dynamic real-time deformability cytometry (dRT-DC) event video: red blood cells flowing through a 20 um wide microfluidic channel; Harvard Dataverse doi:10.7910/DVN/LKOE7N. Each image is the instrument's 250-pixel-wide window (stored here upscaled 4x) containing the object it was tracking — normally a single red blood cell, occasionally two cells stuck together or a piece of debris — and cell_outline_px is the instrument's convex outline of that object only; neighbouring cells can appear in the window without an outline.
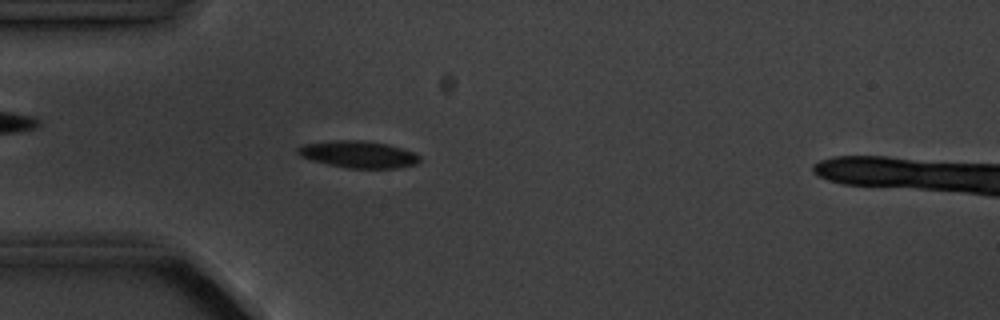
{"species": "common noctule bat (a hibernating species)", "species_latin": "Nyctalus noctula", "temperature_condition": "cold", "stored_images_in_passage": 3, "camera_frame_rate_fps": 3000, "um_per_image_px": 0.085, "animal": {"sex": "male", "body_mass_g": 20.1, "forearm_length_mm": 53.5}, "frame": {"image": 1, "passage_image": 3, "time_ms": 3.333, "image_size_px": [1000, 320], "cell_outline_px": [[420, 160], [416, 164], [396, 168], [348, 168], [308, 160], [300, 156], [296, 152], [296, 148], [304, 144], [336, 140], [364, 140], [388, 144], [416, 152], [420, 156]], "centroid_in_image_um": [30.46, 13.12], "position_along_channel_um": 54.5, "area_um2": 19.31}}